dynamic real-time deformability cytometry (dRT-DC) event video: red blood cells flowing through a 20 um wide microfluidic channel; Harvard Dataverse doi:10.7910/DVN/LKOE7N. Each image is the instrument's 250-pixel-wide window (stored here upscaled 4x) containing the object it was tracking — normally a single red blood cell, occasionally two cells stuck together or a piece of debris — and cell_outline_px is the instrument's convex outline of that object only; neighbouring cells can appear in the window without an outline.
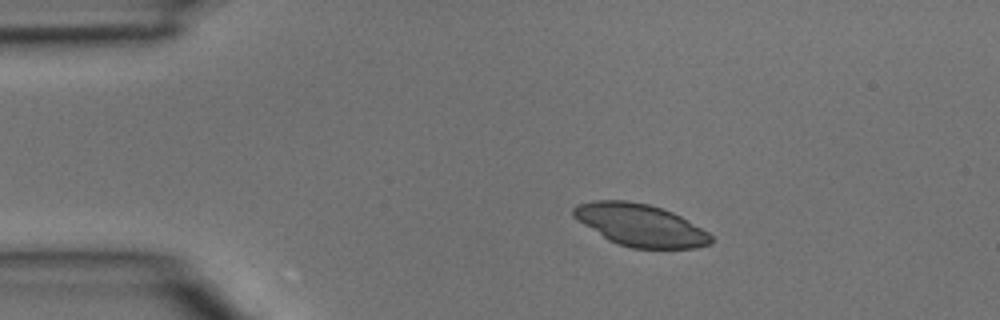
{"species": "common noctule bat (a hibernating species)", "species_latin": "Nyctalus noctula", "temperature_condition": "room temperature", "stored_images_in_passage": 2, "camera_frame_rate_fps": 3000, "um_per_image_px": 0.085, "animal": {"sex": "male", "body_mass_g": 15.6}, "frame": {"image": 1, "passage_image": 1, "time_ms": 0.0, "image_size_px": [1000, 320], "cell_outline_px": [[712, 244], [696, 248], [632, 248], [616, 244], [608, 240], [576, 220], [572, 216], [572, 208], [576, 204], [596, 200], [628, 200], [648, 204], [672, 212], [680, 216], [708, 232], [712, 236]], "centroid_in_image_um": [54.39, 19.13], "position_along_channel_um": 30.6, "area_um2": 33.93}}